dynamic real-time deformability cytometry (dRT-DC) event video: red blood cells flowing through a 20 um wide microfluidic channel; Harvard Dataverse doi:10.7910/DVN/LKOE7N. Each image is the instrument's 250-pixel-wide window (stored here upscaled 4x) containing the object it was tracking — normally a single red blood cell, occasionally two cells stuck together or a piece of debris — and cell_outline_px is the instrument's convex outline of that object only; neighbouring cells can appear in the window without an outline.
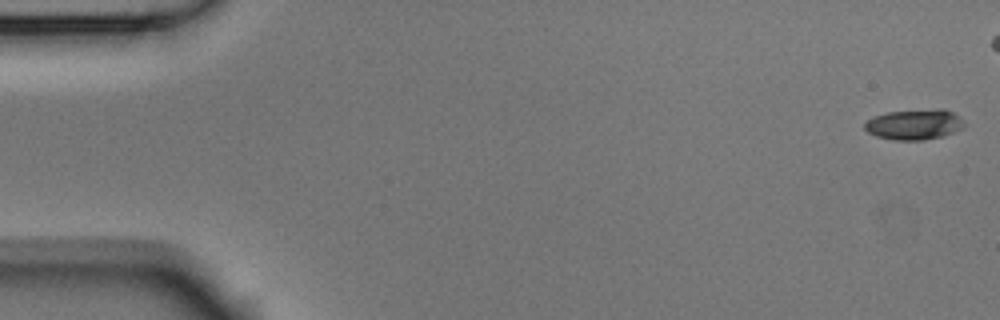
{"species": "Egyptian fruit bat (a non-hibernating species)", "species_latin": "Rousettus aegyptiacus", "temperature_condition": "room temperature", "stored_images_in_passage": 13, "camera_frame_rate_fps": 3000, "um_per_image_px": 0.085, "animal": {"sex": "male"}, "frame": {"image": 1, "passage_image": 1, "time_ms": 0.0, "image_size_px": [1000, 320], "cell_outline_px": [[964, 128], [944, 136], [924, 140], [892, 140], [876, 136], [868, 132], [864, 128], [864, 124], [872, 116], [888, 112], [936, 108], [944, 108], [952, 112], [964, 124]], "centroid_in_image_um": [77.7, 10.58], "position_along_channel_um": 7.3, "area_um2": 17.74}}